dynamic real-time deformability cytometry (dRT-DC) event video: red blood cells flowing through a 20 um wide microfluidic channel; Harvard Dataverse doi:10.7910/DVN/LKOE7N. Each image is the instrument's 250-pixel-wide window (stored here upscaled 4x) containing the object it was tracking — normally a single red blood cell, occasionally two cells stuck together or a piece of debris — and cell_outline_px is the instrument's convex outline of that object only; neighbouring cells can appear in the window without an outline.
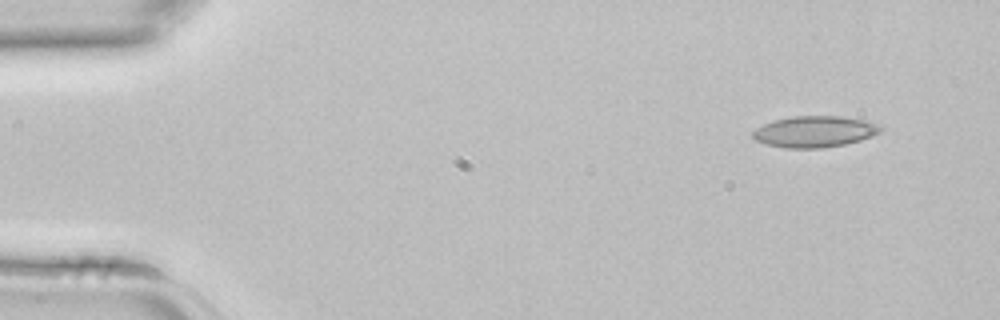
{"species": "common noctule bat (a hibernating species)", "species_latin": "Nyctalus noctula", "temperature_condition": "room temperature", "stored_images_in_passage": 4, "camera_frame_rate_fps": 3000, "um_per_image_px": 0.085, "animal": {"sex": "female", "body_mass_g": 22.7, "forearm_length_mm": 54.2}, "frame": {"image": 1, "passage_image": 1, "time_ms": 0.0, "image_size_px": [1000, 320], "cell_outline_px": [[884, 128], [880, 132], [872, 136], [860, 140], [844, 144], [820, 148], [784, 148], [768, 144], [756, 140], [752, 136], [752, 132], [756, 128], [764, 124], [776, 120], [792, 116], [840, 116], [868, 120]], "centroid_in_image_um": [69.26, 11.18], "position_along_channel_um": 15.7, "area_um2": 23.18}}
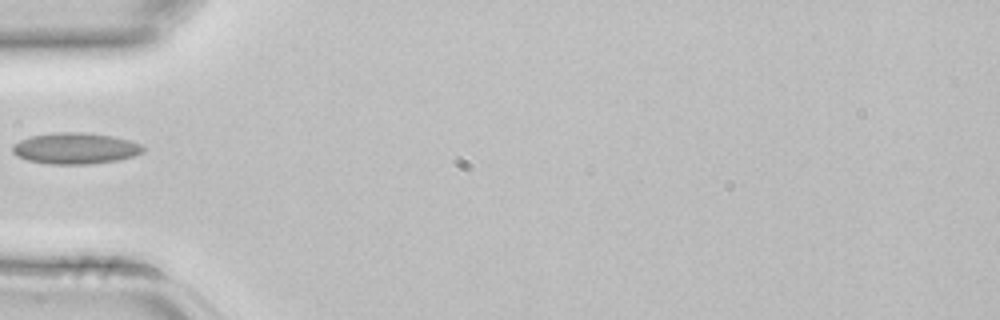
{"frame": {"image": 2, "passage_image": 4, "time_ms": 1.0, "image_size_px": [1000, 320], "cell_outline_px": [[144, 152], [132, 156], [116, 160], [88, 164], [48, 164], [28, 160], [16, 156], [12, 152], [12, 144], [28, 136], [60, 132], [80, 132], [112, 136], [128, 140], [140, 144], [144, 148]], "centroid_in_image_um": [6.35, 12.61], "position_along_channel_um": 78.7, "area_um2": 23.64}}